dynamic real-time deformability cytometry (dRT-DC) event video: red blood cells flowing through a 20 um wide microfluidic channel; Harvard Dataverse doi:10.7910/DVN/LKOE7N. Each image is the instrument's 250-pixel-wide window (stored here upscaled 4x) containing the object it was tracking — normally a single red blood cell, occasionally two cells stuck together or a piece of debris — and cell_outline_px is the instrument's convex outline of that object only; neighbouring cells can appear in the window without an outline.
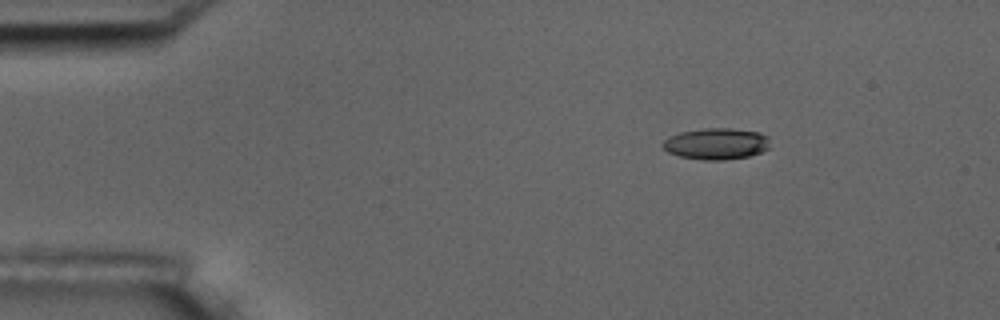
{"species": "common noctule bat (a hibernating species)", "species_latin": "Nyctalus noctula", "temperature_condition": "room temperature", "stored_images_in_passage": 4, "camera_frame_rate_fps": 3000, "um_per_image_px": 0.085, "animal": {"sex": "male", "body_mass_g": 17.5, "forearm_length_mm": 52.3}, "frame": {"image": 1, "passage_image": 1, "time_ms": 0.0, "image_size_px": [1000, 320], "cell_outline_px": [[772, 148], [748, 156], [724, 160], [700, 160], [680, 156], [668, 152], [660, 144], [668, 136], [680, 132], [704, 128], [732, 128], [760, 132], [768, 136]], "centroid_in_image_um": [60.9, 12.21], "position_along_channel_um": 24.1, "area_um2": 19.94}}
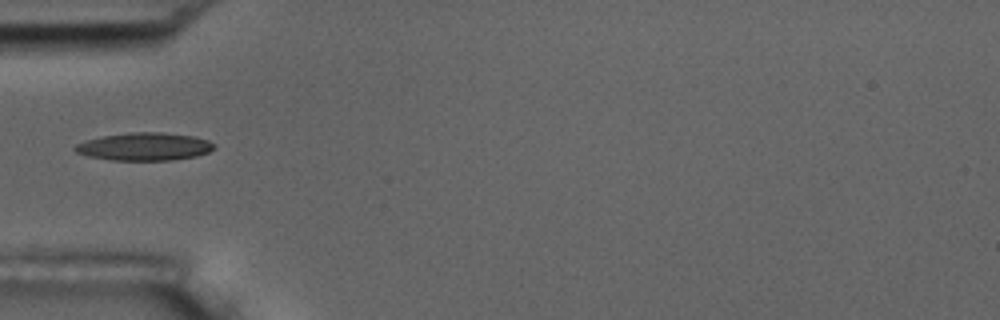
{"frame": {"image": 2, "passage_image": 4, "time_ms": 3.333, "image_size_px": [1000, 320], "cell_outline_px": [[216, 148], [208, 152], [196, 156], [172, 160], [112, 160], [88, 156], [76, 152], [72, 148], [76, 144], [84, 140], [104, 136], [132, 132], [160, 132], [196, 136], [208, 140], [216, 144]], "centroid_in_image_um": [12.3, 12.46], "position_along_channel_um": 72.7, "area_um2": 22.66}}